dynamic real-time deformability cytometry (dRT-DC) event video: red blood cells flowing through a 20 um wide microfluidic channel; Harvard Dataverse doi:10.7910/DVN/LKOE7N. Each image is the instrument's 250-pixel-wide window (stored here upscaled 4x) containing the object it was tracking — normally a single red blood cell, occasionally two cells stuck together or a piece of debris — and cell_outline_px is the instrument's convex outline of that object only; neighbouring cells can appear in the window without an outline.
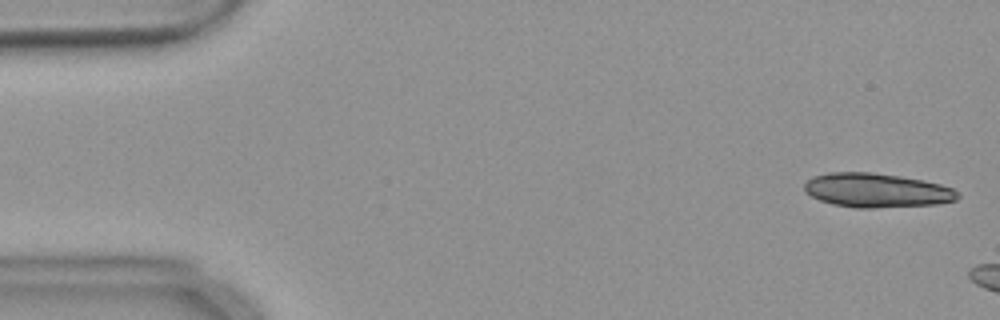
{"species": "common noctule bat (a hibernating species)", "species_latin": "Nyctalus noctula", "temperature_condition": "warm", "stored_images_in_passage": 7, "camera_frame_rate_fps": 3000, "um_per_image_px": 0.085, "animal": {"sex": "female", "body_mass_g": 18.4}, "frame": {"image": 1, "passage_image": 2, "time_ms": 0.333, "image_size_px": [1000, 320], "cell_outline_px": [[960, 196], [956, 200], [936, 204], [872, 208], [856, 208], [832, 204], [820, 200], [804, 192], [804, 184], [812, 176], [828, 172], [872, 172], [900, 176], [924, 180], [940, 184], [952, 188], [960, 192]], "centroid_in_image_um": [74.51, 16.17], "position_along_channel_um": 10.5, "area_um2": 30.69}}